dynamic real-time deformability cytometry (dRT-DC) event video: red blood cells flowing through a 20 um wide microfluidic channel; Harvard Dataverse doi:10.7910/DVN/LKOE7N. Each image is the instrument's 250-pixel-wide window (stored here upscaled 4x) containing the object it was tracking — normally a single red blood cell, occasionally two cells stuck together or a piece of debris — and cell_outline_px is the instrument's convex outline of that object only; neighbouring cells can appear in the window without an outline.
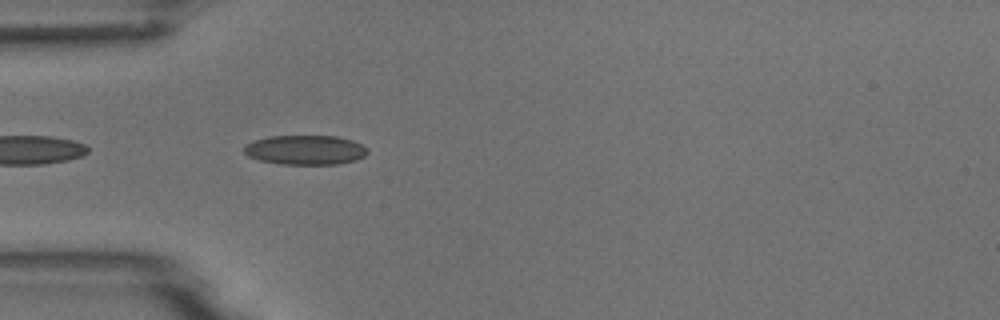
{"species": "common noctule bat (a hibernating species)", "species_latin": "Nyctalus noctula", "temperature_condition": "room temperature", "stored_images_in_passage": 5, "camera_frame_rate_fps": 3000, "um_per_image_px": 0.085, "animal": {"sex": "male", "body_mass_g": 18.8}, "frame": {"image": 1, "passage_image": 5, "time_ms": 1.333, "image_size_px": [1000, 320], "cell_outline_px": [[368, 152], [364, 156], [356, 160], [336, 164], [284, 164], [260, 160], [248, 156], [244, 152], [244, 144], [252, 140], [268, 136], [336, 136], [352, 140], [364, 144], [368, 148]], "centroid_in_image_um": [25.96, 12.73], "position_along_channel_um": 59.0, "area_um2": 21.39}}